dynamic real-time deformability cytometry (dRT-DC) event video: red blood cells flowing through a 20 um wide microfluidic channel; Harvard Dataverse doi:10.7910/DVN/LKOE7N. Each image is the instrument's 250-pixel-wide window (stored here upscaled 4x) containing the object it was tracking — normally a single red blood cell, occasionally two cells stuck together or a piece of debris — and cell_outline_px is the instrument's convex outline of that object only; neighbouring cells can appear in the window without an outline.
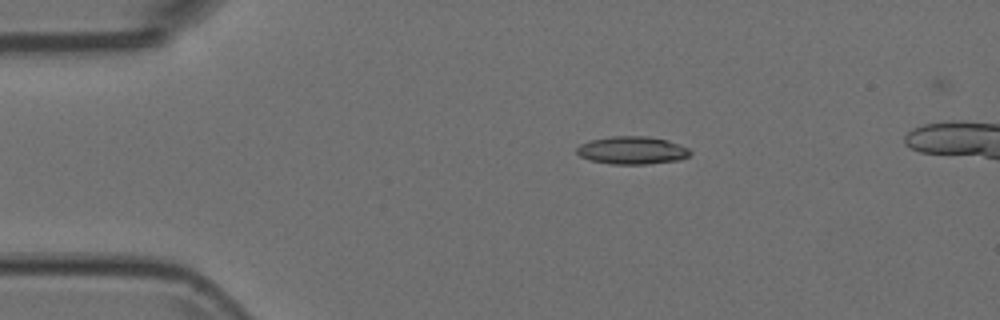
{"species": "Egyptian fruit bat (a non-hibernating species)", "species_latin": "Rousettus aegyptiacus", "temperature_condition": "room temperature", "stored_images_in_passage": 52, "camera_frame_rate_fps": 3000, "um_per_image_px": 0.085, "animal": {"sex": "female"}, "frame": {"image": 1, "passage_image": 11, "time_ms": 3.333, "image_size_px": [1000, 320], "cell_outline_px": [[692, 152], [688, 156], [680, 160], [648, 164], [612, 164], [588, 160], [580, 156], [576, 152], [576, 148], [580, 144], [592, 140], [612, 136], [648, 136], [668, 140], [688, 148]], "centroid_in_image_um": [53.73, 12.78], "position_along_channel_um": 31.3, "area_um2": 18.44}}
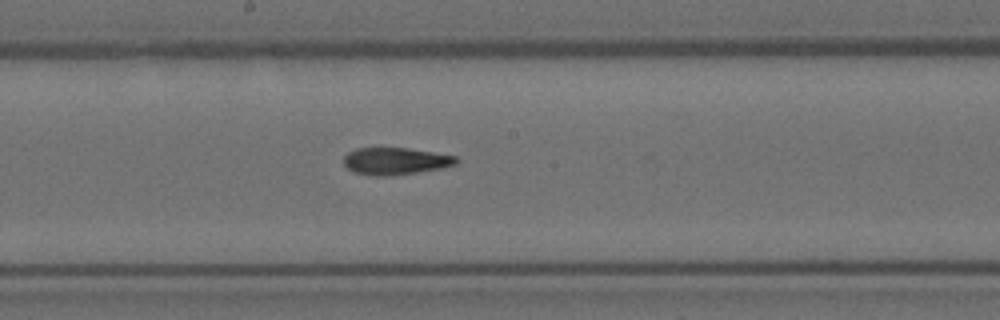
{"frame": {"image": 2, "passage_image": 29, "time_ms": 9.333, "image_size_px": [1000, 320], "cell_outline_px": [[460, 160], [456, 164], [444, 168], [388, 176], [372, 176], [352, 172], [344, 164], [344, 156], [348, 152], [356, 148], [408, 148], [456, 156]], "centroid_in_image_um": [33.61, 13.7], "position_along_channel_um": 214.6, "area_um2": 17.86}}
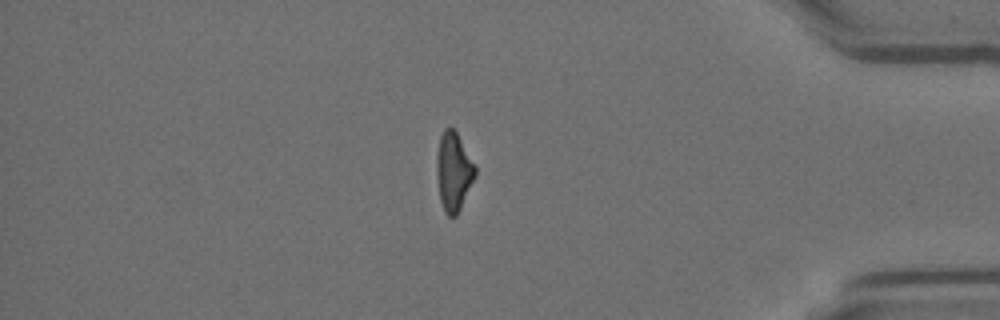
{"frame": {"image": 3, "passage_image": 46, "time_ms": 15.0, "image_size_px": [1000, 320], "cell_outline_px": [[476, 176], [456, 216], [448, 216], [444, 212], [440, 200], [436, 172], [436, 156], [440, 136], [444, 128], [452, 128], [456, 132], [476, 164]], "centroid_in_image_um": [38.55, 14.58], "position_along_channel_um": 396.6, "area_um2": 17.74}}